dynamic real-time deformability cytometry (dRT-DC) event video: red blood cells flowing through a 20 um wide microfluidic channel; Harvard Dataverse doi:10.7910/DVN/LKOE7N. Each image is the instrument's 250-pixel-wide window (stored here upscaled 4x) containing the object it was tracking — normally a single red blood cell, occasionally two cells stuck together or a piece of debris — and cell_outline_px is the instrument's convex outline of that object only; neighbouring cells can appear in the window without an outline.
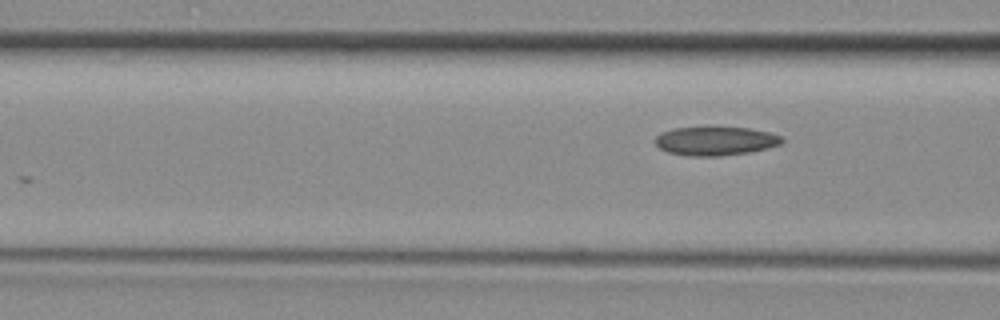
{"species": "common noctule bat (a hibernating species)", "species_latin": "Nyctalus noctula", "temperature_condition": "room temperature", "stored_images_in_passage": 6, "camera_frame_rate_fps": 3000, "um_per_image_px": 0.085, "animal": {"sex": "female", "body_mass_g": 29.2, "forearm_length_mm": 56.3}, "frame": {"image": 1, "passage_image": 6, "time_ms": 1.667, "image_size_px": [1000, 320], "cell_outline_px": [[784, 140], [780, 144], [768, 148], [748, 152], [720, 156], [688, 156], [668, 152], [660, 148], [656, 144], [656, 136], [660, 132], [672, 128], [704, 124], [708, 124], [748, 128], [768, 132], [780, 136]], "centroid_in_image_um": [60.76, 11.93], "position_along_channel_um": 105.8, "area_um2": 22.14}}